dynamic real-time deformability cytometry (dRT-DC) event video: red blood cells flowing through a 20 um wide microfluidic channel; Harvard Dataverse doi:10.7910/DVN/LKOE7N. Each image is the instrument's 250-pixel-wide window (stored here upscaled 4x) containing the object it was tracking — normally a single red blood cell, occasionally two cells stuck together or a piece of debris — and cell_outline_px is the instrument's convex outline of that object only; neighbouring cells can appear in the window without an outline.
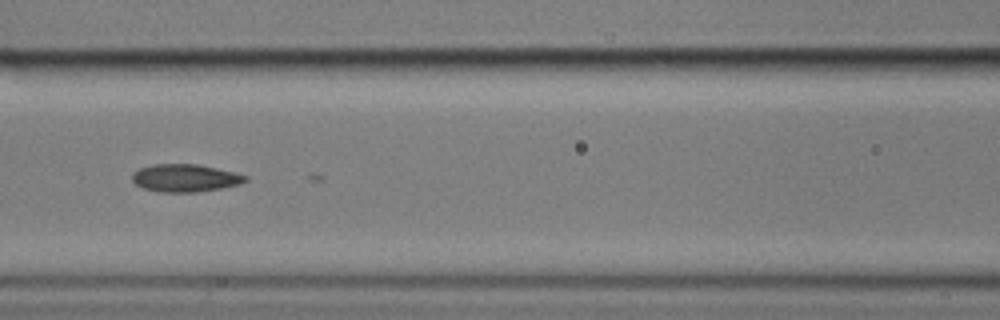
{"species": "common noctule bat (a hibernating species)", "species_latin": "Nyctalus noctula", "temperature_condition": "cold", "stored_images_in_passage": 10, "camera_frame_rate_fps": 3000, "um_per_image_px": 0.085, "animal": {"sex": "male", "body_mass_g": 17.9}, "frame": {"image": 1, "passage_image": 7, "time_ms": 7.0, "image_size_px": [1000, 320], "cell_outline_px": [[248, 180], [240, 184], [220, 188], [196, 192], [160, 192], [144, 188], [136, 184], [132, 180], [132, 172], [140, 168], [156, 164], [196, 164], [216, 168], [248, 176]], "centroid_in_image_um": [15.72, 15.13], "position_along_channel_um": 150.9, "area_um2": 18.09}}
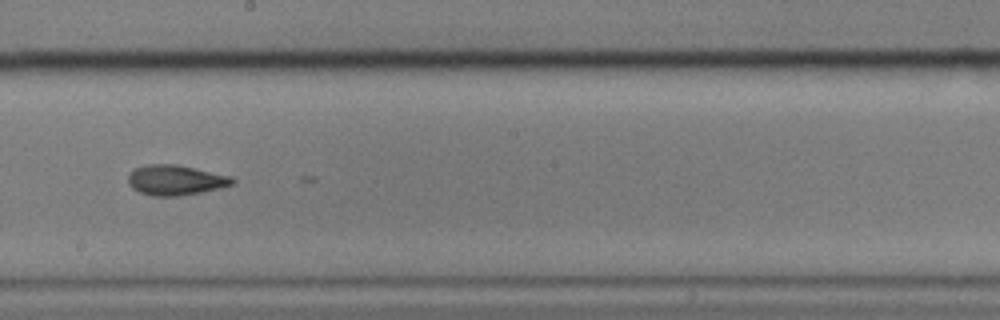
{"frame": {"image": 2, "passage_image": 9, "time_ms": 9.333, "image_size_px": [1000, 320], "cell_outline_px": [[236, 184], [220, 188], [180, 196], [152, 196], [140, 192], [132, 188], [128, 184], [128, 172], [136, 168], [148, 164], [176, 164], [232, 176], [236, 180]], "centroid_in_image_um": [14.93, 15.31], "position_along_channel_um": 233.3, "area_um2": 18.5}}
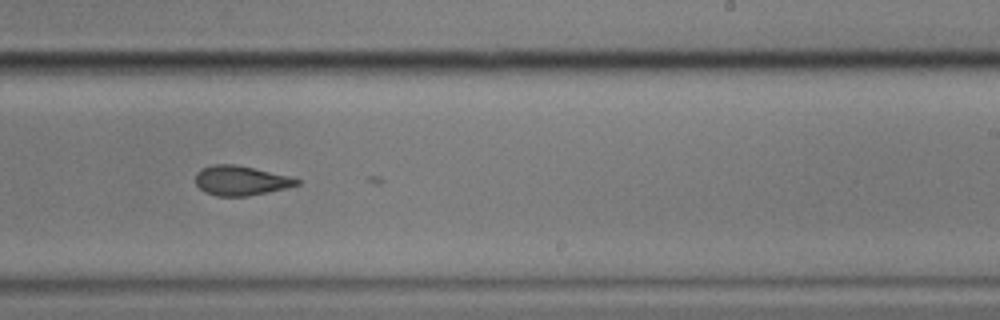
{"frame": {"image": 3, "passage_image": 10, "time_ms": 10.333, "image_size_px": [1000, 320], "cell_outline_px": [[300, 184], [268, 192], [248, 196], [216, 196], [204, 192], [196, 184], [196, 172], [200, 168], [212, 164], [236, 164], [288, 176], [300, 180]], "centroid_in_image_um": [20.41, 15.34], "position_along_channel_um": 268.6, "area_um2": 17.46}}